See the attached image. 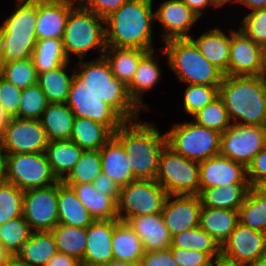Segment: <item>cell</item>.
Returning <instances> with one entry per match:
<instances>
[{
	"label": "cell",
	"mask_w": 266,
	"mask_h": 266,
	"mask_svg": "<svg viewBox=\"0 0 266 266\" xmlns=\"http://www.w3.org/2000/svg\"><path fill=\"white\" fill-rule=\"evenodd\" d=\"M257 76L266 81V45L261 46L260 65Z\"/></svg>",
	"instance_id": "obj_58"
},
{
	"label": "cell",
	"mask_w": 266,
	"mask_h": 266,
	"mask_svg": "<svg viewBox=\"0 0 266 266\" xmlns=\"http://www.w3.org/2000/svg\"><path fill=\"white\" fill-rule=\"evenodd\" d=\"M16 7L0 25L2 64L29 59L37 43V0H16Z\"/></svg>",
	"instance_id": "obj_6"
},
{
	"label": "cell",
	"mask_w": 266,
	"mask_h": 266,
	"mask_svg": "<svg viewBox=\"0 0 266 266\" xmlns=\"http://www.w3.org/2000/svg\"><path fill=\"white\" fill-rule=\"evenodd\" d=\"M119 219L94 220L87 227L86 248L81 266H104L113 258L112 237Z\"/></svg>",
	"instance_id": "obj_20"
},
{
	"label": "cell",
	"mask_w": 266,
	"mask_h": 266,
	"mask_svg": "<svg viewBox=\"0 0 266 266\" xmlns=\"http://www.w3.org/2000/svg\"><path fill=\"white\" fill-rule=\"evenodd\" d=\"M192 118L196 124L220 133L232 125L228 111L219 96L202 110L196 112Z\"/></svg>",
	"instance_id": "obj_45"
},
{
	"label": "cell",
	"mask_w": 266,
	"mask_h": 266,
	"mask_svg": "<svg viewBox=\"0 0 266 266\" xmlns=\"http://www.w3.org/2000/svg\"><path fill=\"white\" fill-rule=\"evenodd\" d=\"M165 133L167 145L189 160L200 163L220 153L221 133L194 121L175 123Z\"/></svg>",
	"instance_id": "obj_8"
},
{
	"label": "cell",
	"mask_w": 266,
	"mask_h": 266,
	"mask_svg": "<svg viewBox=\"0 0 266 266\" xmlns=\"http://www.w3.org/2000/svg\"><path fill=\"white\" fill-rule=\"evenodd\" d=\"M239 4L245 5L251 11L266 8V0H240Z\"/></svg>",
	"instance_id": "obj_59"
},
{
	"label": "cell",
	"mask_w": 266,
	"mask_h": 266,
	"mask_svg": "<svg viewBox=\"0 0 266 266\" xmlns=\"http://www.w3.org/2000/svg\"><path fill=\"white\" fill-rule=\"evenodd\" d=\"M201 208L198 195H168L161 215L170 236L198 227Z\"/></svg>",
	"instance_id": "obj_17"
},
{
	"label": "cell",
	"mask_w": 266,
	"mask_h": 266,
	"mask_svg": "<svg viewBox=\"0 0 266 266\" xmlns=\"http://www.w3.org/2000/svg\"><path fill=\"white\" fill-rule=\"evenodd\" d=\"M249 266H266V254L256 260L254 263L250 264Z\"/></svg>",
	"instance_id": "obj_66"
},
{
	"label": "cell",
	"mask_w": 266,
	"mask_h": 266,
	"mask_svg": "<svg viewBox=\"0 0 266 266\" xmlns=\"http://www.w3.org/2000/svg\"><path fill=\"white\" fill-rule=\"evenodd\" d=\"M85 82L74 72L69 89L67 106L75 117L87 118L107 126L113 133L126 120L103 98L89 91Z\"/></svg>",
	"instance_id": "obj_12"
},
{
	"label": "cell",
	"mask_w": 266,
	"mask_h": 266,
	"mask_svg": "<svg viewBox=\"0 0 266 266\" xmlns=\"http://www.w3.org/2000/svg\"><path fill=\"white\" fill-rule=\"evenodd\" d=\"M183 95V109L192 117L219 96V86L188 84Z\"/></svg>",
	"instance_id": "obj_48"
},
{
	"label": "cell",
	"mask_w": 266,
	"mask_h": 266,
	"mask_svg": "<svg viewBox=\"0 0 266 266\" xmlns=\"http://www.w3.org/2000/svg\"><path fill=\"white\" fill-rule=\"evenodd\" d=\"M238 219L240 224L266 233V198L251 188L238 210Z\"/></svg>",
	"instance_id": "obj_42"
},
{
	"label": "cell",
	"mask_w": 266,
	"mask_h": 266,
	"mask_svg": "<svg viewBox=\"0 0 266 266\" xmlns=\"http://www.w3.org/2000/svg\"><path fill=\"white\" fill-rule=\"evenodd\" d=\"M147 52L141 49L106 46L104 57L109 62L115 77L119 78L125 85H128L135 74L140 59Z\"/></svg>",
	"instance_id": "obj_37"
},
{
	"label": "cell",
	"mask_w": 266,
	"mask_h": 266,
	"mask_svg": "<svg viewBox=\"0 0 266 266\" xmlns=\"http://www.w3.org/2000/svg\"><path fill=\"white\" fill-rule=\"evenodd\" d=\"M239 1L240 0H216V3H217V6L221 8V7H224V5H226L228 2L229 3L232 2V3H235V4H237V3L239 4Z\"/></svg>",
	"instance_id": "obj_68"
},
{
	"label": "cell",
	"mask_w": 266,
	"mask_h": 266,
	"mask_svg": "<svg viewBox=\"0 0 266 266\" xmlns=\"http://www.w3.org/2000/svg\"><path fill=\"white\" fill-rule=\"evenodd\" d=\"M49 140L40 120L9 118L1 147L4 155L45 152Z\"/></svg>",
	"instance_id": "obj_14"
},
{
	"label": "cell",
	"mask_w": 266,
	"mask_h": 266,
	"mask_svg": "<svg viewBox=\"0 0 266 266\" xmlns=\"http://www.w3.org/2000/svg\"><path fill=\"white\" fill-rule=\"evenodd\" d=\"M22 89L6 81L0 74V105L9 118L18 115Z\"/></svg>",
	"instance_id": "obj_50"
},
{
	"label": "cell",
	"mask_w": 266,
	"mask_h": 266,
	"mask_svg": "<svg viewBox=\"0 0 266 266\" xmlns=\"http://www.w3.org/2000/svg\"><path fill=\"white\" fill-rule=\"evenodd\" d=\"M169 248L198 250L209 254L214 260L221 257L220 244L199 226L172 236Z\"/></svg>",
	"instance_id": "obj_39"
},
{
	"label": "cell",
	"mask_w": 266,
	"mask_h": 266,
	"mask_svg": "<svg viewBox=\"0 0 266 266\" xmlns=\"http://www.w3.org/2000/svg\"><path fill=\"white\" fill-rule=\"evenodd\" d=\"M31 58L37 74L56 69L69 61L64 52L62 40L52 38L37 40Z\"/></svg>",
	"instance_id": "obj_40"
},
{
	"label": "cell",
	"mask_w": 266,
	"mask_h": 266,
	"mask_svg": "<svg viewBox=\"0 0 266 266\" xmlns=\"http://www.w3.org/2000/svg\"><path fill=\"white\" fill-rule=\"evenodd\" d=\"M173 259L179 266H212L214 259L207 253L198 250L170 248Z\"/></svg>",
	"instance_id": "obj_51"
},
{
	"label": "cell",
	"mask_w": 266,
	"mask_h": 266,
	"mask_svg": "<svg viewBox=\"0 0 266 266\" xmlns=\"http://www.w3.org/2000/svg\"><path fill=\"white\" fill-rule=\"evenodd\" d=\"M163 43L165 46L158 50L167 55V65L177 80L187 85L221 84L224 74L201 54L191 38H175Z\"/></svg>",
	"instance_id": "obj_5"
},
{
	"label": "cell",
	"mask_w": 266,
	"mask_h": 266,
	"mask_svg": "<svg viewBox=\"0 0 266 266\" xmlns=\"http://www.w3.org/2000/svg\"><path fill=\"white\" fill-rule=\"evenodd\" d=\"M75 5L66 0H37V40H62L68 14Z\"/></svg>",
	"instance_id": "obj_21"
},
{
	"label": "cell",
	"mask_w": 266,
	"mask_h": 266,
	"mask_svg": "<svg viewBox=\"0 0 266 266\" xmlns=\"http://www.w3.org/2000/svg\"><path fill=\"white\" fill-rule=\"evenodd\" d=\"M31 233L23 216L8 220L0 226V245L9 256H17Z\"/></svg>",
	"instance_id": "obj_41"
},
{
	"label": "cell",
	"mask_w": 266,
	"mask_h": 266,
	"mask_svg": "<svg viewBox=\"0 0 266 266\" xmlns=\"http://www.w3.org/2000/svg\"><path fill=\"white\" fill-rule=\"evenodd\" d=\"M58 183L24 191L22 216L32 231H51L58 225Z\"/></svg>",
	"instance_id": "obj_15"
},
{
	"label": "cell",
	"mask_w": 266,
	"mask_h": 266,
	"mask_svg": "<svg viewBox=\"0 0 266 266\" xmlns=\"http://www.w3.org/2000/svg\"><path fill=\"white\" fill-rule=\"evenodd\" d=\"M83 150L71 140H50L45 155L54 175L62 181L77 164Z\"/></svg>",
	"instance_id": "obj_33"
},
{
	"label": "cell",
	"mask_w": 266,
	"mask_h": 266,
	"mask_svg": "<svg viewBox=\"0 0 266 266\" xmlns=\"http://www.w3.org/2000/svg\"><path fill=\"white\" fill-rule=\"evenodd\" d=\"M100 156L102 172L119 187L136 180L130 167V159L115 136L100 149Z\"/></svg>",
	"instance_id": "obj_26"
},
{
	"label": "cell",
	"mask_w": 266,
	"mask_h": 266,
	"mask_svg": "<svg viewBox=\"0 0 266 266\" xmlns=\"http://www.w3.org/2000/svg\"><path fill=\"white\" fill-rule=\"evenodd\" d=\"M114 133L96 121L75 117L70 140L83 151L100 150Z\"/></svg>",
	"instance_id": "obj_31"
},
{
	"label": "cell",
	"mask_w": 266,
	"mask_h": 266,
	"mask_svg": "<svg viewBox=\"0 0 266 266\" xmlns=\"http://www.w3.org/2000/svg\"><path fill=\"white\" fill-rule=\"evenodd\" d=\"M127 0H84L80 5L105 19L117 11Z\"/></svg>",
	"instance_id": "obj_52"
},
{
	"label": "cell",
	"mask_w": 266,
	"mask_h": 266,
	"mask_svg": "<svg viewBox=\"0 0 266 266\" xmlns=\"http://www.w3.org/2000/svg\"><path fill=\"white\" fill-rule=\"evenodd\" d=\"M66 1L74 3V4H81L84 0H66Z\"/></svg>",
	"instance_id": "obj_69"
},
{
	"label": "cell",
	"mask_w": 266,
	"mask_h": 266,
	"mask_svg": "<svg viewBox=\"0 0 266 266\" xmlns=\"http://www.w3.org/2000/svg\"><path fill=\"white\" fill-rule=\"evenodd\" d=\"M51 233L59 253L73 256L80 262L82 261L86 248L87 227L58 224L51 230Z\"/></svg>",
	"instance_id": "obj_38"
},
{
	"label": "cell",
	"mask_w": 266,
	"mask_h": 266,
	"mask_svg": "<svg viewBox=\"0 0 266 266\" xmlns=\"http://www.w3.org/2000/svg\"><path fill=\"white\" fill-rule=\"evenodd\" d=\"M229 32L227 35L217 27L208 29L196 39L195 35L191 37L201 54L224 75H229L231 29Z\"/></svg>",
	"instance_id": "obj_25"
},
{
	"label": "cell",
	"mask_w": 266,
	"mask_h": 266,
	"mask_svg": "<svg viewBox=\"0 0 266 266\" xmlns=\"http://www.w3.org/2000/svg\"><path fill=\"white\" fill-rule=\"evenodd\" d=\"M74 72L85 82L87 89L103 98L126 121L139 119L141 110L130 98L125 85L112 73L104 56L85 62L80 60Z\"/></svg>",
	"instance_id": "obj_4"
},
{
	"label": "cell",
	"mask_w": 266,
	"mask_h": 266,
	"mask_svg": "<svg viewBox=\"0 0 266 266\" xmlns=\"http://www.w3.org/2000/svg\"><path fill=\"white\" fill-rule=\"evenodd\" d=\"M5 155L0 144V182L4 179Z\"/></svg>",
	"instance_id": "obj_65"
},
{
	"label": "cell",
	"mask_w": 266,
	"mask_h": 266,
	"mask_svg": "<svg viewBox=\"0 0 266 266\" xmlns=\"http://www.w3.org/2000/svg\"><path fill=\"white\" fill-rule=\"evenodd\" d=\"M101 172L100 150L83 151L77 164L62 182L65 184L93 183Z\"/></svg>",
	"instance_id": "obj_43"
},
{
	"label": "cell",
	"mask_w": 266,
	"mask_h": 266,
	"mask_svg": "<svg viewBox=\"0 0 266 266\" xmlns=\"http://www.w3.org/2000/svg\"><path fill=\"white\" fill-rule=\"evenodd\" d=\"M199 167L200 191L227 184H250L247 180V169L220 154L203 160Z\"/></svg>",
	"instance_id": "obj_19"
},
{
	"label": "cell",
	"mask_w": 266,
	"mask_h": 266,
	"mask_svg": "<svg viewBox=\"0 0 266 266\" xmlns=\"http://www.w3.org/2000/svg\"><path fill=\"white\" fill-rule=\"evenodd\" d=\"M250 189V184H227L202 189L198 196L202 207L238 211Z\"/></svg>",
	"instance_id": "obj_29"
},
{
	"label": "cell",
	"mask_w": 266,
	"mask_h": 266,
	"mask_svg": "<svg viewBox=\"0 0 266 266\" xmlns=\"http://www.w3.org/2000/svg\"><path fill=\"white\" fill-rule=\"evenodd\" d=\"M266 254V233L252 230L240 223L221 246V257L249 266Z\"/></svg>",
	"instance_id": "obj_16"
},
{
	"label": "cell",
	"mask_w": 266,
	"mask_h": 266,
	"mask_svg": "<svg viewBox=\"0 0 266 266\" xmlns=\"http://www.w3.org/2000/svg\"><path fill=\"white\" fill-rule=\"evenodd\" d=\"M140 262L142 266H179V264L173 259V254L170 248L144 252Z\"/></svg>",
	"instance_id": "obj_53"
},
{
	"label": "cell",
	"mask_w": 266,
	"mask_h": 266,
	"mask_svg": "<svg viewBox=\"0 0 266 266\" xmlns=\"http://www.w3.org/2000/svg\"><path fill=\"white\" fill-rule=\"evenodd\" d=\"M154 12L155 20L163 27L162 42L175 38H191L190 30L200 19L183 0H164Z\"/></svg>",
	"instance_id": "obj_18"
},
{
	"label": "cell",
	"mask_w": 266,
	"mask_h": 266,
	"mask_svg": "<svg viewBox=\"0 0 266 266\" xmlns=\"http://www.w3.org/2000/svg\"><path fill=\"white\" fill-rule=\"evenodd\" d=\"M69 62L62 64L56 69L38 73L37 84L44 92L49 103H66L69 96V89L72 82L74 68L70 75L67 73Z\"/></svg>",
	"instance_id": "obj_35"
},
{
	"label": "cell",
	"mask_w": 266,
	"mask_h": 266,
	"mask_svg": "<svg viewBox=\"0 0 266 266\" xmlns=\"http://www.w3.org/2000/svg\"><path fill=\"white\" fill-rule=\"evenodd\" d=\"M266 146V126L232 124L221 133L220 155L247 168Z\"/></svg>",
	"instance_id": "obj_13"
},
{
	"label": "cell",
	"mask_w": 266,
	"mask_h": 266,
	"mask_svg": "<svg viewBox=\"0 0 266 266\" xmlns=\"http://www.w3.org/2000/svg\"><path fill=\"white\" fill-rule=\"evenodd\" d=\"M247 169V180L252 187L259 179L266 177V146L253 158Z\"/></svg>",
	"instance_id": "obj_54"
},
{
	"label": "cell",
	"mask_w": 266,
	"mask_h": 266,
	"mask_svg": "<svg viewBox=\"0 0 266 266\" xmlns=\"http://www.w3.org/2000/svg\"><path fill=\"white\" fill-rule=\"evenodd\" d=\"M238 223V211L202 207L198 226L222 246Z\"/></svg>",
	"instance_id": "obj_30"
},
{
	"label": "cell",
	"mask_w": 266,
	"mask_h": 266,
	"mask_svg": "<svg viewBox=\"0 0 266 266\" xmlns=\"http://www.w3.org/2000/svg\"><path fill=\"white\" fill-rule=\"evenodd\" d=\"M241 21L239 31L256 44L266 45V8L250 11Z\"/></svg>",
	"instance_id": "obj_49"
},
{
	"label": "cell",
	"mask_w": 266,
	"mask_h": 266,
	"mask_svg": "<svg viewBox=\"0 0 266 266\" xmlns=\"http://www.w3.org/2000/svg\"><path fill=\"white\" fill-rule=\"evenodd\" d=\"M57 252L51 231H32L17 257L27 266H44Z\"/></svg>",
	"instance_id": "obj_34"
},
{
	"label": "cell",
	"mask_w": 266,
	"mask_h": 266,
	"mask_svg": "<svg viewBox=\"0 0 266 266\" xmlns=\"http://www.w3.org/2000/svg\"><path fill=\"white\" fill-rule=\"evenodd\" d=\"M44 266H81L75 257L57 252Z\"/></svg>",
	"instance_id": "obj_56"
},
{
	"label": "cell",
	"mask_w": 266,
	"mask_h": 266,
	"mask_svg": "<svg viewBox=\"0 0 266 266\" xmlns=\"http://www.w3.org/2000/svg\"><path fill=\"white\" fill-rule=\"evenodd\" d=\"M104 266H142L140 260L135 262L128 261H120L112 259L110 262L105 264Z\"/></svg>",
	"instance_id": "obj_62"
},
{
	"label": "cell",
	"mask_w": 266,
	"mask_h": 266,
	"mask_svg": "<svg viewBox=\"0 0 266 266\" xmlns=\"http://www.w3.org/2000/svg\"><path fill=\"white\" fill-rule=\"evenodd\" d=\"M0 74L3 79L20 89L37 84L38 74L32 58L1 64Z\"/></svg>",
	"instance_id": "obj_44"
},
{
	"label": "cell",
	"mask_w": 266,
	"mask_h": 266,
	"mask_svg": "<svg viewBox=\"0 0 266 266\" xmlns=\"http://www.w3.org/2000/svg\"><path fill=\"white\" fill-rule=\"evenodd\" d=\"M183 2L199 17H202L204 9L210 8V6L219 8L216 0H183Z\"/></svg>",
	"instance_id": "obj_57"
},
{
	"label": "cell",
	"mask_w": 266,
	"mask_h": 266,
	"mask_svg": "<svg viewBox=\"0 0 266 266\" xmlns=\"http://www.w3.org/2000/svg\"><path fill=\"white\" fill-rule=\"evenodd\" d=\"M8 257L9 255L3 250L2 246L0 245V266H3Z\"/></svg>",
	"instance_id": "obj_67"
},
{
	"label": "cell",
	"mask_w": 266,
	"mask_h": 266,
	"mask_svg": "<svg viewBox=\"0 0 266 266\" xmlns=\"http://www.w3.org/2000/svg\"><path fill=\"white\" fill-rule=\"evenodd\" d=\"M62 44L69 61L73 54L84 60L85 55L94 48L99 57L104 56L105 19L76 4L68 14Z\"/></svg>",
	"instance_id": "obj_7"
},
{
	"label": "cell",
	"mask_w": 266,
	"mask_h": 266,
	"mask_svg": "<svg viewBox=\"0 0 266 266\" xmlns=\"http://www.w3.org/2000/svg\"><path fill=\"white\" fill-rule=\"evenodd\" d=\"M66 185L72 188L94 220L118 219L117 202L111 196L98 192L93 183Z\"/></svg>",
	"instance_id": "obj_27"
},
{
	"label": "cell",
	"mask_w": 266,
	"mask_h": 266,
	"mask_svg": "<svg viewBox=\"0 0 266 266\" xmlns=\"http://www.w3.org/2000/svg\"><path fill=\"white\" fill-rule=\"evenodd\" d=\"M24 191L6 181L0 182V226L22 216Z\"/></svg>",
	"instance_id": "obj_47"
},
{
	"label": "cell",
	"mask_w": 266,
	"mask_h": 266,
	"mask_svg": "<svg viewBox=\"0 0 266 266\" xmlns=\"http://www.w3.org/2000/svg\"><path fill=\"white\" fill-rule=\"evenodd\" d=\"M261 46L241 31L231 29L229 75L257 76Z\"/></svg>",
	"instance_id": "obj_22"
},
{
	"label": "cell",
	"mask_w": 266,
	"mask_h": 266,
	"mask_svg": "<svg viewBox=\"0 0 266 266\" xmlns=\"http://www.w3.org/2000/svg\"><path fill=\"white\" fill-rule=\"evenodd\" d=\"M4 181L22 191L58 183L45 152L5 155Z\"/></svg>",
	"instance_id": "obj_10"
},
{
	"label": "cell",
	"mask_w": 266,
	"mask_h": 266,
	"mask_svg": "<svg viewBox=\"0 0 266 266\" xmlns=\"http://www.w3.org/2000/svg\"><path fill=\"white\" fill-rule=\"evenodd\" d=\"M75 116L66 103H49L40 122L48 140H70Z\"/></svg>",
	"instance_id": "obj_32"
},
{
	"label": "cell",
	"mask_w": 266,
	"mask_h": 266,
	"mask_svg": "<svg viewBox=\"0 0 266 266\" xmlns=\"http://www.w3.org/2000/svg\"><path fill=\"white\" fill-rule=\"evenodd\" d=\"M212 266H246V265H243V264H239V263H236V262H232V261L226 260L223 257H219V258H216L213 261Z\"/></svg>",
	"instance_id": "obj_63"
},
{
	"label": "cell",
	"mask_w": 266,
	"mask_h": 266,
	"mask_svg": "<svg viewBox=\"0 0 266 266\" xmlns=\"http://www.w3.org/2000/svg\"><path fill=\"white\" fill-rule=\"evenodd\" d=\"M251 188L260 196L266 198V177L259 179Z\"/></svg>",
	"instance_id": "obj_60"
},
{
	"label": "cell",
	"mask_w": 266,
	"mask_h": 266,
	"mask_svg": "<svg viewBox=\"0 0 266 266\" xmlns=\"http://www.w3.org/2000/svg\"><path fill=\"white\" fill-rule=\"evenodd\" d=\"M8 121H9V117L5 113L2 106L0 105V143H1L2 138H3L4 128L7 125Z\"/></svg>",
	"instance_id": "obj_61"
},
{
	"label": "cell",
	"mask_w": 266,
	"mask_h": 266,
	"mask_svg": "<svg viewBox=\"0 0 266 266\" xmlns=\"http://www.w3.org/2000/svg\"><path fill=\"white\" fill-rule=\"evenodd\" d=\"M152 4V0H127L117 11L106 17V46L155 50L152 37L155 12Z\"/></svg>",
	"instance_id": "obj_1"
},
{
	"label": "cell",
	"mask_w": 266,
	"mask_h": 266,
	"mask_svg": "<svg viewBox=\"0 0 266 266\" xmlns=\"http://www.w3.org/2000/svg\"><path fill=\"white\" fill-rule=\"evenodd\" d=\"M49 101L38 84L28 86L21 91L17 118L40 120Z\"/></svg>",
	"instance_id": "obj_46"
},
{
	"label": "cell",
	"mask_w": 266,
	"mask_h": 266,
	"mask_svg": "<svg viewBox=\"0 0 266 266\" xmlns=\"http://www.w3.org/2000/svg\"><path fill=\"white\" fill-rule=\"evenodd\" d=\"M154 50L148 51L141 59L131 82L127 85V90L134 104L142 111L149 110L144 103L143 93L153 89L160 81L161 69L157 61Z\"/></svg>",
	"instance_id": "obj_24"
},
{
	"label": "cell",
	"mask_w": 266,
	"mask_h": 266,
	"mask_svg": "<svg viewBox=\"0 0 266 266\" xmlns=\"http://www.w3.org/2000/svg\"><path fill=\"white\" fill-rule=\"evenodd\" d=\"M167 196L168 193L156 180L131 181L120 188L118 219L126 222L130 217L161 213Z\"/></svg>",
	"instance_id": "obj_11"
},
{
	"label": "cell",
	"mask_w": 266,
	"mask_h": 266,
	"mask_svg": "<svg viewBox=\"0 0 266 266\" xmlns=\"http://www.w3.org/2000/svg\"><path fill=\"white\" fill-rule=\"evenodd\" d=\"M1 55H2V39H1V35H0V67H1V64H2Z\"/></svg>",
	"instance_id": "obj_70"
},
{
	"label": "cell",
	"mask_w": 266,
	"mask_h": 266,
	"mask_svg": "<svg viewBox=\"0 0 266 266\" xmlns=\"http://www.w3.org/2000/svg\"><path fill=\"white\" fill-rule=\"evenodd\" d=\"M113 258L120 261H139L144 255L143 244L126 222L119 221L112 237Z\"/></svg>",
	"instance_id": "obj_36"
},
{
	"label": "cell",
	"mask_w": 266,
	"mask_h": 266,
	"mask_svg": "<svg viewBox=\"0 0 266 266\" xmlns=\"http://www.w3.org/2000/svg\"><path fill=\"white\" fill-rule=\"evenodd\" d=\"M141 119L126 121L114 136L123 145L129 157L130 167L135 179L155 180L160 155L167 145L166 133L162 134L153 122Z\"/></svg>",
	"instance_id": "obj_2"
},
{
	"label": "cell",
	"mask_w": 266,
	"mask_h": 266,
	"mask_svg": "<svg viewBox=\"0 0 266 266\" xmlns=\"http://www.w3.org/2000/svg\"><path fill=\"white\" fill-rule=\"evenodd\" d=\"M155 180L168 195H198L200 192L199 163L185 158L166 145L160 155Z\"/></svg>",
	"instance_id": "obj_9"
},
{
	"label": "cell",
	"mask_w": 266,
	"mask_h": 266,
	"mask_svg": "<svg viewBox=\"0 0 266 266\" xmlns=\"http://www.w3.org/2000/svg\"><path fill=\"white\" fill-rule=\"evenodd\" d=\"M3 266H27L17 256H9Z\"/></svg>",
	"instance_id": "obj_64"
},
{
	"label": "cell",
	"mask_w": 266,
	"mask_h": 266,
	"mask_svg": "<svg viewBox=\"0 0 266 266\" xmlns=\"http://www.w3.org/2000/svg\"><path fill=\"white\" fill-rule=\"evenodd\" d=\"M93 186L98 192L111 196L116 202H118L121 187L103 172L95 178Z\"/></svg>",
	"instance_id": "obj_55"
},
{
	"label": "cell",
	"mask_w": 266,
	"mask_h": 266,
	"mask_svg": "<svg viewBox=\"0 0 266 266\" xmlns=\"http://www.w3.org/2000/svg\"><path fill=\"white\" fill-rule=\"evenodd\" d=\"M57 210L58 224L88 227L94 221L72 188L62 181L58 182Z\"/></svg>",
	"instance_id": "obj_28"
},
{
	"label": "cell",
	"mask_w": 266,
	"mask_h": 266,
	"mask_svg": "<svg viewBox=\"0 0 266 266\" xmlns=\"http://www.w3.org/2000/svg\"><path fill=\"white\" fill-rule=\"evenodd\" d=\"M126 223L136 233L145 252L164 250L171 246V236L161 213L130 217Z\"/></svg>",
	"instance_id": "obj_23"
},
{
	"label": "cell",
	"mask_w": 266,
	"mask_h": 266,
	"mask_svg": "<svg viewBox=\"0 0 266 266\" xmlns=\"http://www.w3.org/2000/svg\"><path fill=\"white\" fill-rule=\"evenodd\" d=\"M219 97L232 124L266 126L265 80L258 76L224 75L219 85Z\"/></svg>",
	"instance_id": "obj_3"
}]
</instances>
